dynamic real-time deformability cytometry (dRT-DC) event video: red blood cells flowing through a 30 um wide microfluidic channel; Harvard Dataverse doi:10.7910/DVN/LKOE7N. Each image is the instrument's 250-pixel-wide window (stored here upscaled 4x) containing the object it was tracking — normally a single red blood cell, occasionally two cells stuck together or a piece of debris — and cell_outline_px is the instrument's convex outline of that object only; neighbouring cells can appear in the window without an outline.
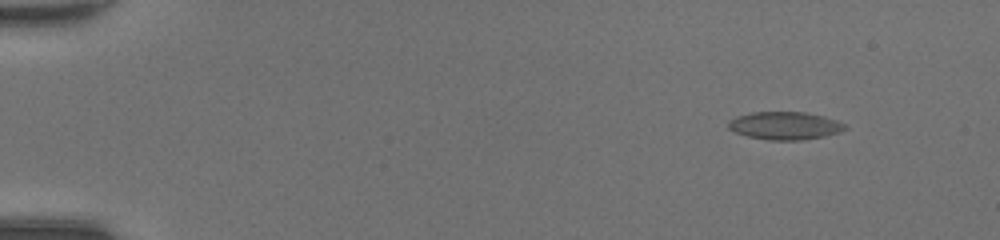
{"species": "common noctule bat (a hibernating species)", "species_latin": "Nyctalus noctula", "temperature_condition": "room temperature", "stored_images_in_passage": 49, "camera_frame_rate_fps": 3000, "um_per_image_px": 0.085, "animal": {"sex": "female", "body_mass_g": 20.0, "forearm_length_mm": 54.0}, "frame": {"image": 1, "passage_image": 6, "time_ms": 1.667, "image_size_px": [1000, 240], "cell_outline_px": [[848, 128], [840, 132], [824, 136], [800, 140], [768, 140], [748, 136], [736, 132], [728, 128], [728, 120], [736, 116], [752, 112], [804, 112], [824, 116], [848, 124]], "centroid_in_image_um": [66.74, 10.68], "position_along_channel_um": 18.3, "area_um2": 19.02}}
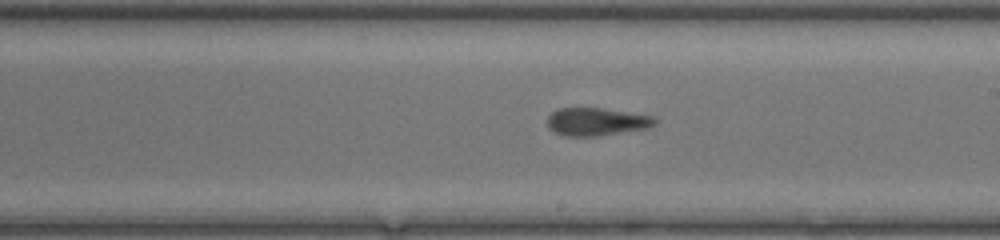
{"frame": {"image": 2, "passage_image": 30, "time_ms": 9.667, "image_size_px": [1000, 240], "cell_outline_px": [[656, 124], [648, 128], [596, 136], [564, 136], [548, 128], [548, 116], [552, 112], [560, 108], [604, 108], [656, 116]], "centroid_in_image_um": [50.73, 10.34], "position_along_channel_um": 238.3, "area_um2": 17.51}}
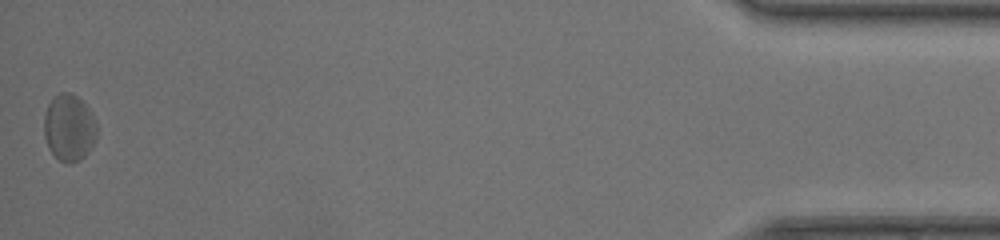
{"frame": {"image": 3, "passage_image": 49, "time_ms": 16.0, "image_size_px": [1000, 240], "cell_outline_px": [[96, 136], [92, 144], [84, 156], [80, 160], [68, 164], [60, 160], [48, 148], [44, 136], [44, 116], [48, 104], [52, 96], [60, 92], [72, 92], [92, 112], [96, 124]], "centroid_in_image_um": [5.85, 10.83], "position_along_channel_um": 429.4, "area_um2": 20.52}, "authors_computed_cell_mechanics": {"area_um2": 18.5538, "velocity_mm_per_s": 4.3687, "shape_relaxation_time_tau1_ms": 3.0854, "shape_relaxation_time_tau2_ms": 1.7868, "deformation_change_tau1": 0.0909, "deformation_change_tau2": 0.0933}}